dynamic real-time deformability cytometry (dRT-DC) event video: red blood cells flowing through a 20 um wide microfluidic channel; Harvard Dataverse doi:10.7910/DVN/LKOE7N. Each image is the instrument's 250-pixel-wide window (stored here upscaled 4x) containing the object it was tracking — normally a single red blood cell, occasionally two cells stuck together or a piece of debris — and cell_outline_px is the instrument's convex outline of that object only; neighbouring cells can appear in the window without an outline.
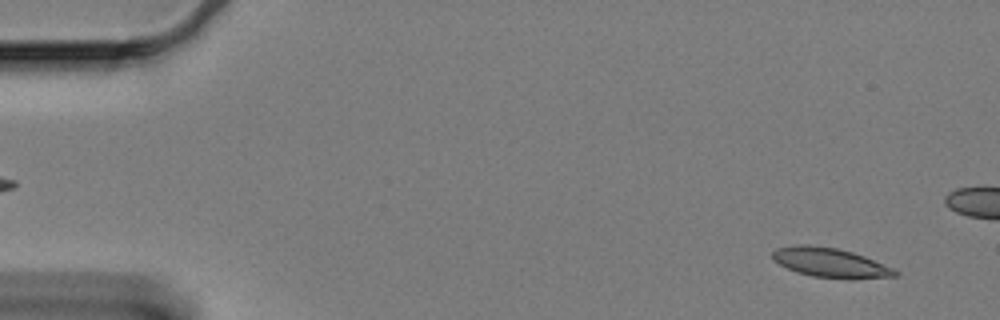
{"species": "Egyptian fruit bat (a non-hibernating species)", "species_latin": "Rousettus aegyptiacus", "temperature_condition": "cold", "stored_images_in_passage": 58, "camera_frame_rate_fps": 3000, "um_per_image_px": 0.085, "animal": {"sex": "female"}, "frame": {"image": 1, "passage_image": 1, "time_ms": 0.0, "image_size_px": [1000, 320], "cell_outline_px": [[900, 272], [896, 276], [852, 280], [848, 280], [812, 276], [796, 272], [772, 260], [772, 252], [776, 248], [800, 244], [808, 244], [836, 248], [852, 252], [864, 256], [892, 268]], "centroid_in_image_um": [70.57, 22.34], "position_along_channel_um": 14.4, "area_um2": 21.21}}
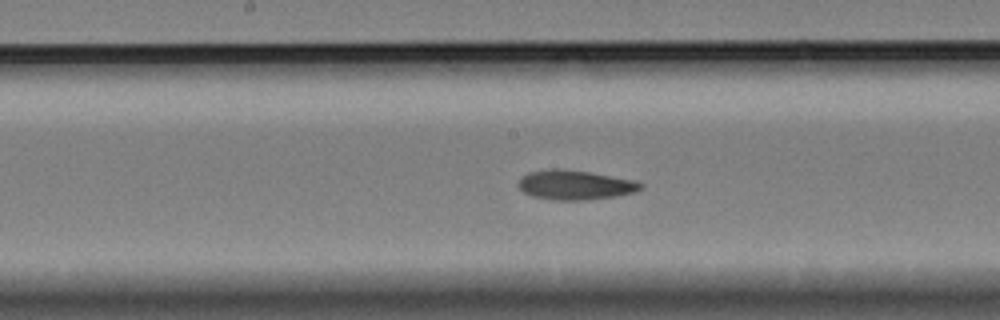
{"frame": {"image": 2, "passage_image": 28, "time_ms": 9.0, "image_size_px": [1000, 320], "cell_outline_px": [[644, 188], [636, 192], [616, 196], [588, 200], [552, 200], [532, 196], [524, 192], [516, 184], [528, 172], [552, 168], [556, 168], [588, 172], [636, 180], [644, 184]], "centroid_in_image_um": [48.92, 15.73], "position_along_channel_um": 199.3, "area_um2": 21.15}}
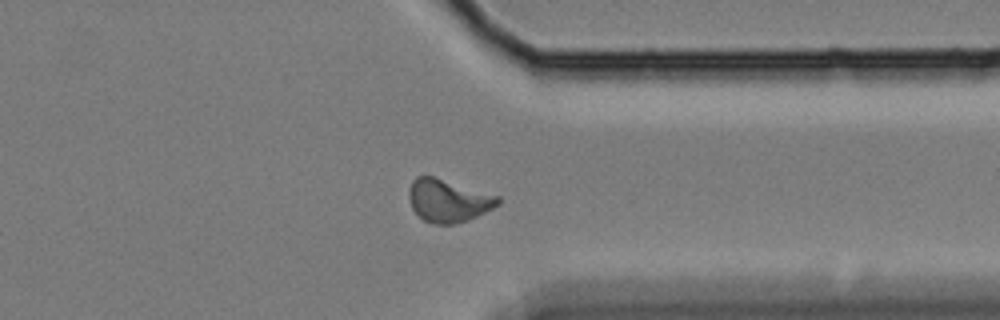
{"frame": {"image": 3, "passage_image": 44, "time_ms": 14.333, "image_size_px": [1000, 320], "cell_outline_px": [[500, 204], [468, 220], [456, 224], [432, 224], [424, 220], [412, 208], [408, 196], [408, 192], [412, 180], [416, 176], [432, 176], [500, 196]], "centroid_in_image_um": [38.09, 17.05], "position_along_channel_um": 373.3, "area_um2": 22.08}, "authors_computed_cell_mechanics": {"area_um2": 20.8658, "velocity_mm_per_s": 3.3023, "shape_relaxation_time_tau1_ms": 9.0615, "shape_relaxation_time_tau2_ms": 5.3962, "deformation_change_tau1": 0.1914, "deformation_change_tau2": 0.1192}}